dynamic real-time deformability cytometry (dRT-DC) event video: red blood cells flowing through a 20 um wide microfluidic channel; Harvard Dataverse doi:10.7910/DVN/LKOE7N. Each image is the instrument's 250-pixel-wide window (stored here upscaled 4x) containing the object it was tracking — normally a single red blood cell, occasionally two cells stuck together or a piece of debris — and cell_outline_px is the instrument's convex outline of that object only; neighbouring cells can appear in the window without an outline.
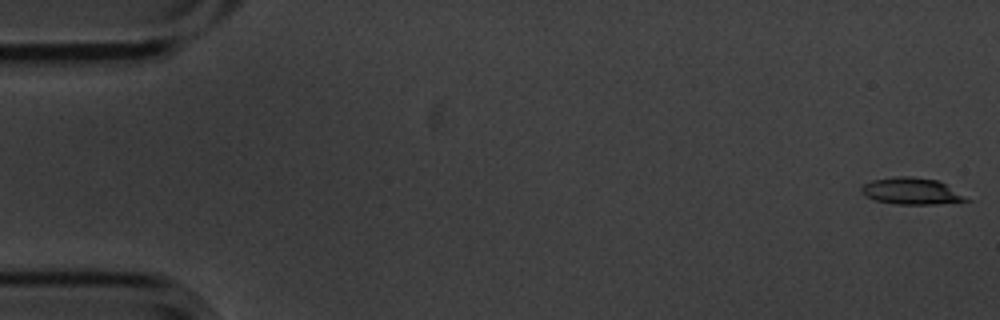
{"species": "common noctule bat (a hibernating species)", "species_latin": "Nyctalus noctula", "temperature_condition": "cold", "stored_images_in_passage": 5, "camera_frame_rate_fps": 3000, "um_per_image_px": 0.085, "animal": {"sex": "male", "body_mass_g": 20.1, "forearm_length_mm": 53.5}, "frame": {"image": 1, "passage_image": 1, "time_ms": 0.0, "image_size_px": [1000, 320], "cell_outline_px": [[972, 200], [936, 204], [896, 204], [876, 200], [860, 192], [860, 188], [864, 184], [872, 180], [900, 176], [912, 176], [936, 180], [944, 184]], "centroid_in_image_um": [77.45, 16.24], "position_along_channel_um": 7.6, "area_um2": 15.95}}
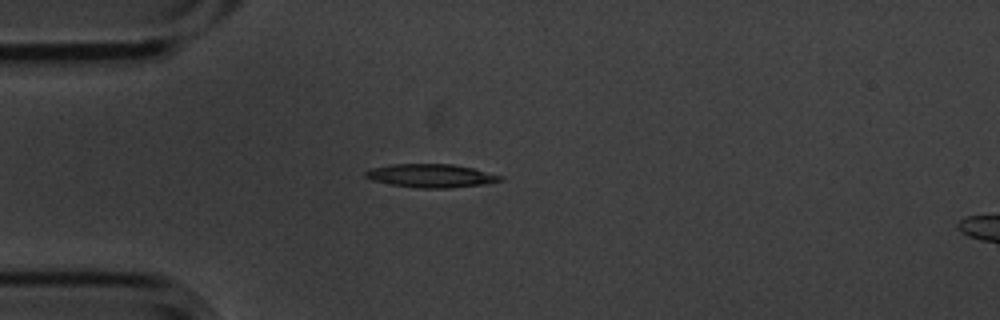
{"frame": {"image": 2, "passage_image": 5, "time_ms": 1.333, "image_size_px": [1000, 320], "cell_outline_px": [[504, 180], [488, 184], [448, 188], [420, 188], [392, 184], [372, 180], [364, 176], [364, 172], [372, 168], [392, 164], [452, 164], [472, 168], [504, 176]], "centroid_in_image_um": [36.68, 14.94], "position_along_channel_um": 48.3, "area_um2": 18.38}}